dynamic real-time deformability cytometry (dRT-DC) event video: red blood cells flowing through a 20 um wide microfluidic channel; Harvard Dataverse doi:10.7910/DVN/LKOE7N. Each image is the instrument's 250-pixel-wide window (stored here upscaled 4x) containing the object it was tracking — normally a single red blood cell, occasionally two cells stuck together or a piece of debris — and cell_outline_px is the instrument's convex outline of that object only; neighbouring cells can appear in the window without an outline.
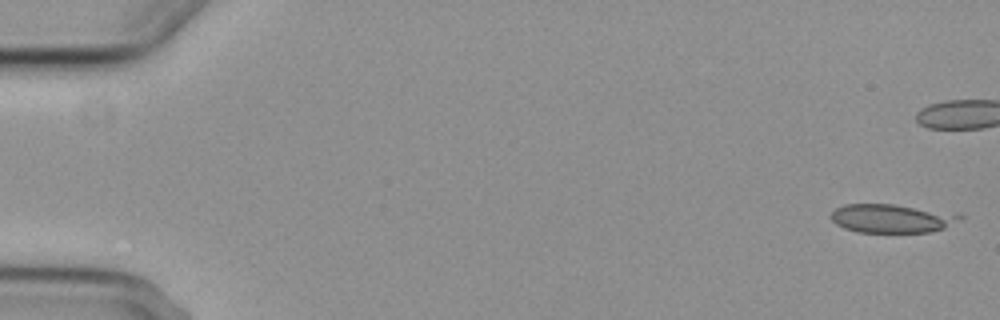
{"species": "common noctule bat (a hibernating species)", "species_latin": "Nyctalus noctula", "temperature_condition": "cold", "stored_images_in_passage": 4, "camera_frame_rate_fps": 3000, "um_per_image_px": 0.085, "animal": {"sex": "female", "body_mass_g": 29.2, "forearm_length_mm": 56.3}, "frame": {"image": 1, "passage_image": 1, "time_ms": 0.0, "image_size_px": [1000, 320], "cell_outline_px": [[964, 216], [944, 228], [932, 232], [856, 232], [844, 228], [836, 224], [832, 220], [832, 212], [836, 208], [844, 204], [892, 204], [960, 212]], "centroid_in_image_um": [75.85, 18.55], "position_along_channel_um": 9.1, "area_um2": 21.73}}